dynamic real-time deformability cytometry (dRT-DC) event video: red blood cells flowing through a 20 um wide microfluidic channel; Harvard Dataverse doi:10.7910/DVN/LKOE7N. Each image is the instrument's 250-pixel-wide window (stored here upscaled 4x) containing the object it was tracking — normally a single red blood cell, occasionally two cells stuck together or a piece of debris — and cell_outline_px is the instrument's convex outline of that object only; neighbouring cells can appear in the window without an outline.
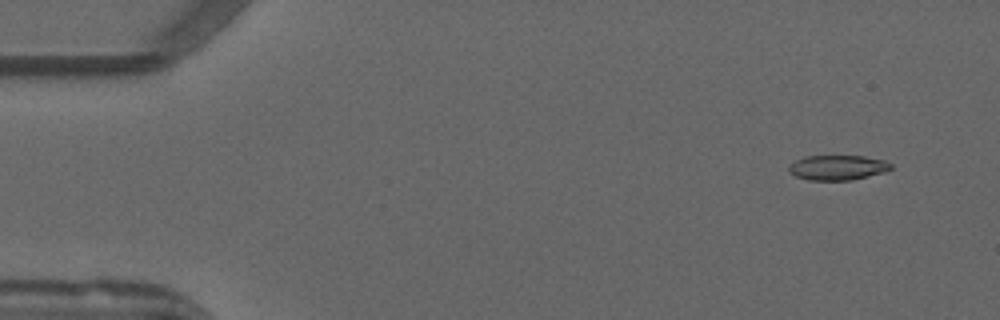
{"species": "common noctule bat (a hibernating species)", "species_latin": "Nyctalus noctula", "temperature_condition": "warm", "stored_images_in_passage": 12, "camera_frame_rate_fps": 3000, "um_per_image_px": 0.085, "animal": {"sex": "male", "forearm_length_mm": 52.5}, "frame": {"image": 1, "passage_image": 4, "time_ms": 1.0, "image_size_px": [1000, 320], "cell_outline_px": [[892, 168], [884, 172], [852, 180], [808, 180], [796, 176], [788, 172], [788, 168], [796, 160], [804, 156], [864, 156], [884, 160], [892, 164]], "centroid_in_image_um": [71.2, 14.24], "position_along_channel_um": 13.8, "area_um2": 14.8}}